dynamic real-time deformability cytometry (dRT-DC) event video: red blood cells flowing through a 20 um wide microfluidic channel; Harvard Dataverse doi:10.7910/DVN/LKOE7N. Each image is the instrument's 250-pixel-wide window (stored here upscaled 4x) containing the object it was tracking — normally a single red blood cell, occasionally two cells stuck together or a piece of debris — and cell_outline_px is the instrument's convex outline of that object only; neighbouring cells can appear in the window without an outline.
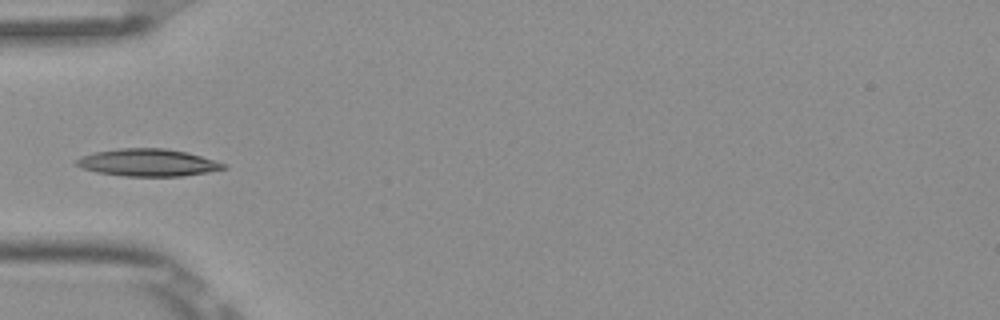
{"species": "Egyptian fruit bat (a non-hibernating species)", "species_latin": "Rousettus aegyptiacus", "temperature_condition": "room temperature", "stored_images_in_passage": 4, "camera_frame_rate_fps": 3000, "um_per_image_px": 0.085, "frame": {"image": 1, "passage_image": 4, "time_ms": 1.0, "image_size_px": [1000, 320], "cell_outline_px": [[228, 168], [208, 172], [180, 176], [124, 176], [96, 172], [72, 164], [72, 160], [80, 156], [92, 152], [120, 148], [164, 148], [188, 152], [228, 164]], "centroid_in_image_um": [12.53, 13.81], "position_along_channel_um": 72.5, "area_um2": 23.76}}